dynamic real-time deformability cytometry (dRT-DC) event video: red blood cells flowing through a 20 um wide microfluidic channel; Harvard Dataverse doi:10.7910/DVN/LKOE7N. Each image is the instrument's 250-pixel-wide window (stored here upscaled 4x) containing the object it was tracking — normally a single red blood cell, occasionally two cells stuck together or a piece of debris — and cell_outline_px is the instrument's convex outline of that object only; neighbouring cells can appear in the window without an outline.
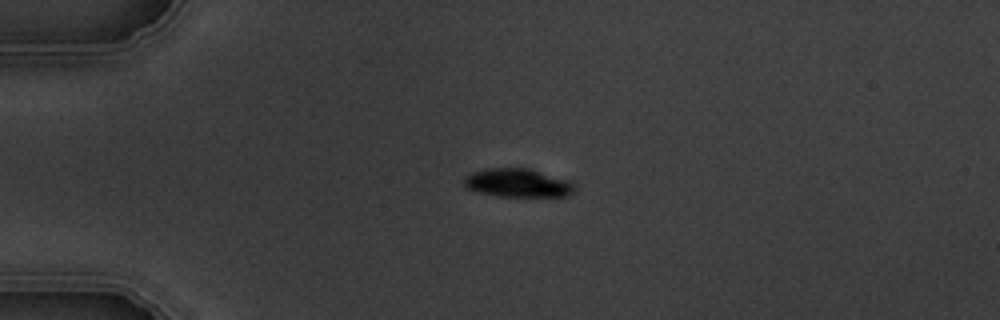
{"species": "common noctule bat (a hibernating species)", "species_latin": "Nyctalus noctula", "temperature_condition": "warm", "stored_images_in_passage": 3, "camera_frame_rate_fps": 3000, "um_per_image_px": 0.085, "animal": {"sex": "male", "body_mass_g": 19.5, "forearm_length_mm": 54.6}, "frame": {"image": 1, "passage_image": 1, "time_ms": 0.0, "image_size_px": [1000, 320], "cell_outline_px": [[576, 188], [572, 192], [564, 196], [500, 196], [476, 192], [468, 188], [464, 184], [464, 176], [472, 172], [484, 168], [528, 168], [572, 180], [576, 184]], "centroid_in_image_um": [44.03, 15.53], "position_along_channel_um": 41.0, "area_um2": 18.55}}